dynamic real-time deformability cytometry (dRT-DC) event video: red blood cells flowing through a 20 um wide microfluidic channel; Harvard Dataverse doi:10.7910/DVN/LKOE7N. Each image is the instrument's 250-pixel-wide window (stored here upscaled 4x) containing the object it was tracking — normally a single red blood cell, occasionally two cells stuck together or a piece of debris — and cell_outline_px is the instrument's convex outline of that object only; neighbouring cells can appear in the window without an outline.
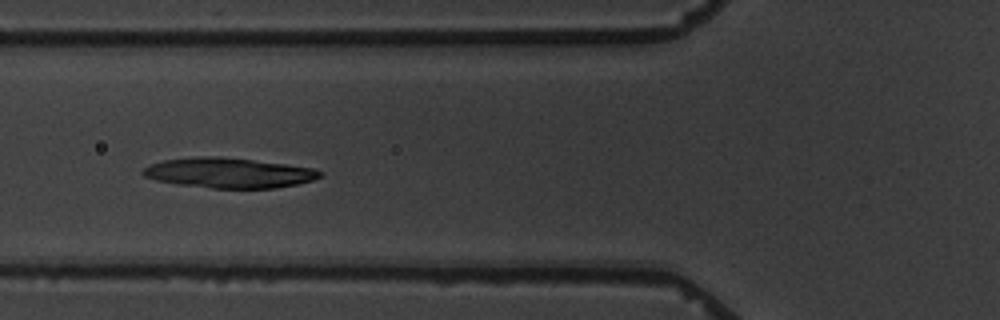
{"species": "common noctule bat (a hibernating species)", "species_latin": "Nyctalus noctula", "temperature_condition": "warm", "stored_images_in_passage": 9, "camera_frame_rate_fps": 3000, "um_per_image_px": 0.085, "animal": {"sex": "male", "body_mass_g": 19.5, "forearm_length_mm": 54.6}, "frame": {"image": 1, "passage_image": 6, "time_ms": 6.667, "image_size_px": [1000, 320], "cell_outline_px": [[324, 172], [320, 176], [312, 180], [296, 184], [276, 188], [212, 188], [176, 184], [156, 180], [144, 176], [140, 172], [148, 164], [164, 160], [196, 156], [220, 156], [284, 164], [312, 168]], "centroid_in_image_um": [19.39, 14.69], "position_along_channel_um": 106.4, "area_um2": 30.98}}
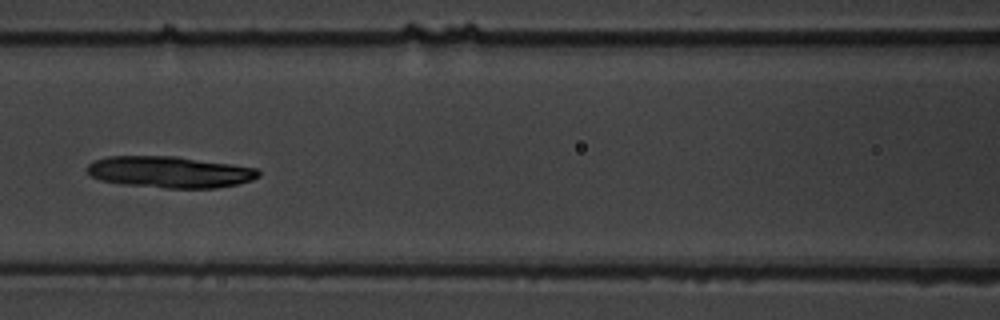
{"frame": {"image": 2, "passage_image": 7, "time_ms": 8.0, "image_size_px": [1000, 320], "cell_outline_px": [[260, 176], [252, 180], [236, 184], [216, 188], [164, 188], [124, 184], [100, 180], [92, 176], [88, 172], [88, 164], [92, 160], [108, 156], [176, 156], [232, 164], [256, 168], [260, 172]], "centroid_in_image_um": [14.43, 14.62], "position_along_channel_um": 152.2, "area_um2": 31.44}}
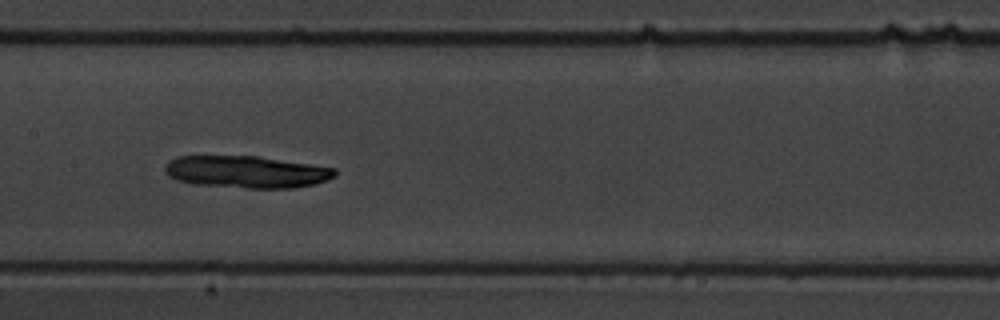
{"frame": {"image": 3, "passage_image": 8, "time_ms": 9.0, "image_size_px": [1000, 320], "cell_outline_px": [[336, 176], [328, 180], [316, 184], [292, 188], [248, 188], [196, 184], [176, 180], [168, 176], [164, 172], [164, 168], [168, 160], [176, 156], [256, 156], [336, 168]], "centroid_in_image_um": [20.93, 14.61], "position_along_channel_um": 186.5, "area_um2": 31.91}}